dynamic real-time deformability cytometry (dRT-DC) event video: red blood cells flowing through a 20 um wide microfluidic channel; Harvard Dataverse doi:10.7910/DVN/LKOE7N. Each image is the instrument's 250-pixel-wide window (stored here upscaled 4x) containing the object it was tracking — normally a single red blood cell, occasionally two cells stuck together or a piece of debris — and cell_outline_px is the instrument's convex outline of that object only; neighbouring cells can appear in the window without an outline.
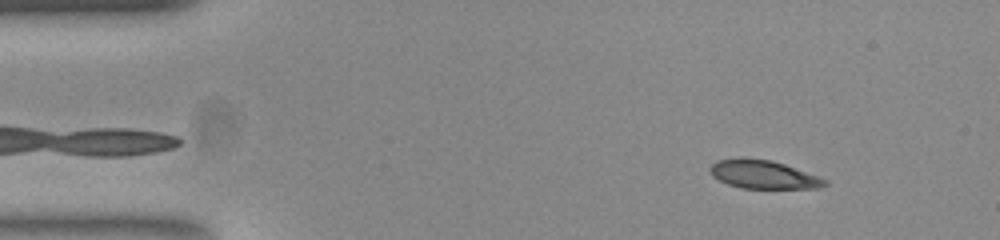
{"species": "common noctule bat (a hibernating species)", "species_latin": "Nyctalus noctula", "temperature_condition": "room temperature", "stored_images_in_passage": 52, "camera_frame_rate_fps": 3000, "um_per_image_px": 0.085, "animal": {"sex": "female", "body_mass_g": 23.0, "forearm_length_mm": 53.4}, "frame": {"image": 1, "passage_image": 5, "time_ms": 1.333, "image_size_px": [1000, 240], "cell_outline_px": [[828, 184], [816, 188], [740, 188], [728, 184], [712, 176], [708, 168], [716, 160], [740, 156], [772, 160], [784, 164], [828, 180]], "centroid_in_image_um": [64.82, 14.81], "position_along_channel_um": 20.2, "area_um2": 19.13}}
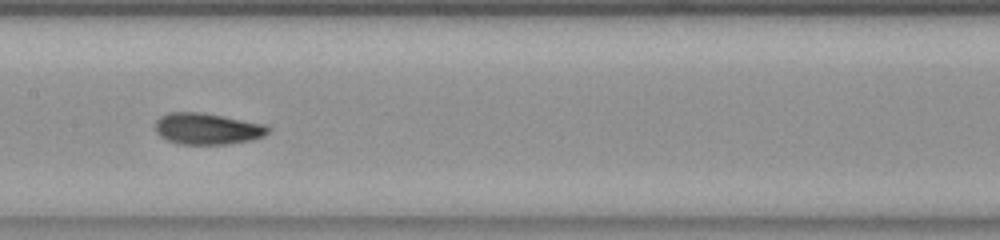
{"frame": {"image": 2, "passage_image": 25, "time_ms": 8.0, "image_size_px": [1000, 240], "cell_outline_px": [[272, 128], [264, 136], [248, 140], [224, 144], [180, 144], [168, 140], [160, 136], [156, 132], [156, 120], [160, 116], [168, 112], [200, 112], [260, 124]], "centroid_in_image_um": [17.55, 10.94], "position_along_channel_um": 189.8, "area_um2": 20.17}}
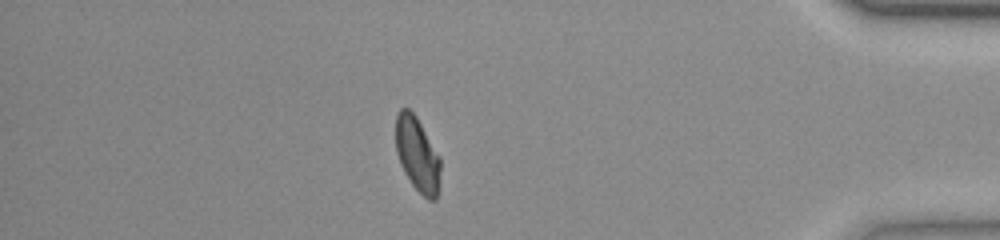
{"frame": {"image": 3, "passage_image": 45, "time_ms": 14.667, "image_size_px": [1000, 240], "cell_outline_px": [[440, 168], [436, 200], [428, 200], [412, 184], [404, 172], [396, 152], [396, 116], [400, 108], [408, 108], [416, 116], [440, 156]], "centroid_in_image_um": [35.47, 13.1], "position_along_channel_um": 399.7, "area_um2": 19.19}, "authors_computed_cell_mechanics": {"area_um2": 19.7387, "velocity_mm_per_s": 3.787, "shape_relaxation_time_tau1_ms": 3.1943, "shape_relaxation_time_tau2_ms": 1.5926, "deformation_change_tau1": 0.1526, "deformation_change_tau2": 0.0659}}